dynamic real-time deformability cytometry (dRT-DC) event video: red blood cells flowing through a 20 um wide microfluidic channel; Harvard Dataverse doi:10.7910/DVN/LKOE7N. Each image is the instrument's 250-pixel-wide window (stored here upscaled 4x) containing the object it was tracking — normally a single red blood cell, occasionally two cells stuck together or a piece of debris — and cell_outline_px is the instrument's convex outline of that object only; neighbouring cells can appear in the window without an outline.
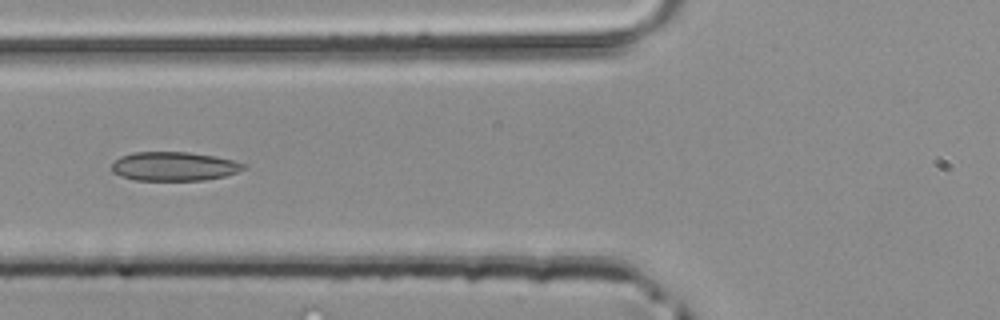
{"species": "common noctule bat (a hibernating species)", "species_latin": "Nyctalus noctula", "temperature_condition": "room temperature", "stored_images_in_passage": 11, "camera_frame_rate_fps": 3000, "um_per_image_px": 0.085, "animal": {"sex": "male", "body_mass_g": 20.4}, "frame": {"image": 1, "passage_image": 4, "time_ms": 1.0, "image_size_px": [1000, 320], "cell_outline_px": [[244, 168], [236, 172], [224, 176], [204, 180], [136, 180], [120, 176], [112, 172], [112, 164], [120, 156], [132, 152], [188, 152], [216, 156], [232, 160], [244, 164]], "centroid_in_image_um": [14.75, 14.13], "position_along_channel_um": 111.1, "area_um2": 22.14}}
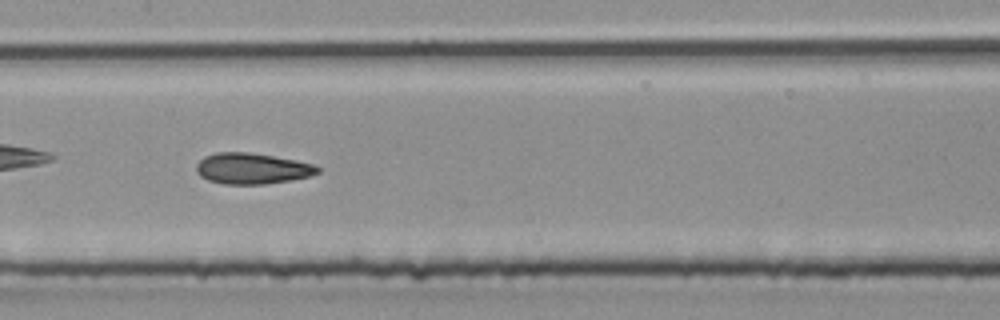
{"frame": {"image": 2, "passage_image": 9, "time_ms": 2.667, "image_size_px": [1000, 320], "cell_outline_px": [[320, 172], [308, 176], [292, 180], [264, 184], [224, 184], [208, 180], [200, 176], [196, 172], [196, 164], [204, 156], [216, 152], [248, 152], [296, 160], [316, 164], [320, 168]], "centroid_in_image_um": [21.42, 14.32], "position_along_channel_um": 186.0, "area_um2": 21.96}}